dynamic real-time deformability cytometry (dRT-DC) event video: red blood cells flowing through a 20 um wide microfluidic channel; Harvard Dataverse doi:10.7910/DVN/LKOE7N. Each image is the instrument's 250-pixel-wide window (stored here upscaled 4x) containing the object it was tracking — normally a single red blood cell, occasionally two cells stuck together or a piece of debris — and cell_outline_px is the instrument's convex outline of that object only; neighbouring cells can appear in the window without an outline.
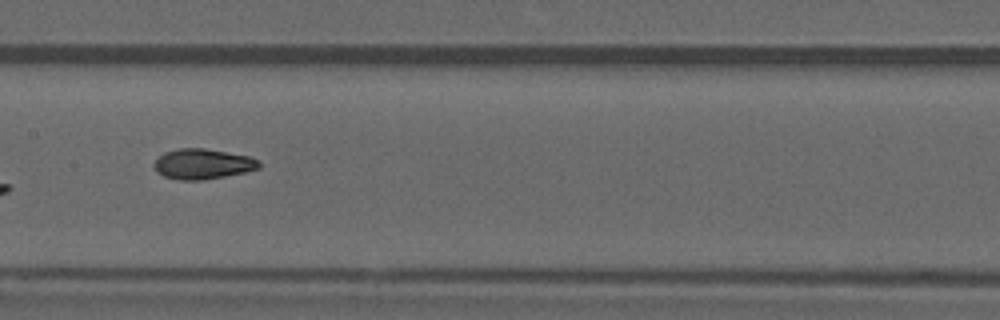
{"species": "common noctule bat (a hibernating species)", "species_latin": "Nyctalus noctula", "temperature_condition": "warm", "stored_images_in_passage": 36, "camera_frame_rate_fps": 3000, "um_per_image_px": 0.085, "animal": {"sex": "male", "forearm_length_mm": 52.5}, "frame": {"image": 1, "passage_image": 11, "time_ms": 3.333, "image_size_px": [1000, 320], "cell_outline_px": [[260, 168], [244, 172], [204, 180], [180, 180], [164, 176], [156, 172], [152, 164], [164, 152], [180, 148], [204, 148], [248, 156], [260, 160]], "centroid_in_image_um": [17.21, 13.94], "position_along_channel_um": 190.2, "area_um2": 18.5}, "authors_computed_cell_mechanics": {"area_um2": 18.1492, "velocity_mm_per_s": 4.0285, "shape_relaxation_time_tau1_ms": 6.0148, "shape_relaxation_time_tau2_ms": 1.6485, "deformation_change_tau1": 0.205, "deformation_change_tau2": 0.0728}}